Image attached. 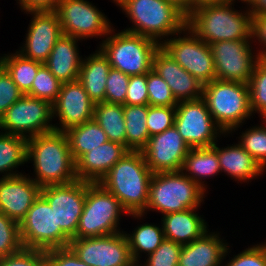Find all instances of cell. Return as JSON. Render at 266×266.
Segmentation results:
<instances>
[{
    "label": "cell",
    "mask_w": 266,
    "mask_h": 266,
    "mask_svg": "<svg viewBox=\"0 0 266 266\" xmlns=\"http://www.w3.org/2000/svg\"><path fill=\"white\" fill-rule=\"evenodd\" d=\"M32 163L29 177L40 187L68 184L77 180L65 132L53 130L27 139V165Z\"/></svg>",
    "instance_id": "cell-1"
},
{
    "label": "cell",
    "mask_w": 266,
    "mask_h": 266,
    "mask_svg": "<svg viewBox=\"0 0 266 266\" xmlns=\"http://www.w3.org/2000/svg\"><path fill=\"white\" fill-rule=\"evenodd\" d=\"M237 8V2L205 4L187 14L186 25L204 42L211 45L224 40H250L252 13L247 7Z\"/></svg>",
    "instance_id": "cell-2"
},
{
    "label": "cell",
    "mask_w": 266,
    "mask_h": 266,
    "mask_svg": "<svg viewBox=\"0 0 266 266\" xmlns=\"http://www.w3.org/2000/svg\"><path fill=\"white\" fill-rule=\"evenodd\" d=\"M114 4L132 22L123 30L160 45L186 26L187 15L168 0H114Z\"/></svg>",
    "instance_id": "cell-3"
},
{
    "label": "cell",
    "mask_w": 266,
    "mask_h": 266,
    "mask_svg": "<svg viewBox=\"0 0 266 266\" xmlns=\"http://www.w3.org/2000/svg\"><path fill=\"white\" fill-rule=\"evenodd\" d=\"M152 171L141 151H129L101 179L99 184L112 193L128 212L147 208Z\"/></svg>",
    "instance_id": "cell-4"
},
{
    "label": "cell",
    "mask_w": 266,
    "mask_h": 266,
    "mask_svg": "<svg viewBox=\"0 0 266 266\" xmlns=\"http://www.w3.org/2000/svg\"><path fill=\"white\" fill-rule=\"evenodd\" d=\"M206 194L207 192L182 171L154 173L149 186L146 210L128 216L142 223L141 220L146 219L150 211H156L155 213H161L163 216L172 212L201 208V205L205 204Z\"/></svg>",
    "instance_id": "cell-5"
},
{
    "label": "cell",
    "mask_w": 266,
    "mask_h": 266,
    "mask_svg": "<svg viewBox=\"0 0 266 266\" xmlns=\"http://www.w3.org/2000/svg\"><path fill=\"white\" fill-rule=\"evenodd\" d=\"M202 98L215 123L225 133L224 138L233 137L247 120L253 119L248 84L214 79L204 84Z\"/></svg>",
    "instance_id": "cell-6"
},
{
    "label": "cell",
    "mask_w": 266,
    "mask_h": 266,
    "mask_svg": "<svg viewBox=\"0 0 266 266\" xmlns=\"http://www.w3.org/2000/svg\"><path fill=\"white\" fill-rule=\"evenodd\" d=\"M97 47L108 58L111 68L135 76L147 74L152 69L153 57L160 44L151 38L112 27Z\"/></svg>",
    "instance_id": "cell-7"
},
{
    "label": "cell",
    "mask_w": 266,
    "mask_h": 266,
    "mask_svg": "<svg viewBox=\"0 0 266 266\" xmlns=\"http://www.w3.org/2000/svg\"><path fill=\"white\" fill-rule=\"evenodd\" d=\"M128 216L120 201L99 183L86 182L82 215L74 238L99 237L124 231L121 219Z\"/></svg>",
    "instance_id": "cell-8"
},
{
    "label": "cell",
    "mask_w": 266,
    "mask_h": 266,
    "mask_svg": "<svg viewBox=\"0 0 266 266\" xmlns=\"http://www.w3.org/2000/svg\"><path fill=\"white\" fill-rule=\"evenodd\" d=\"M54 11L64 35L86 42L89 38H99L100 44L115 26L102 9L89 0H60Z\"/></svg>",
    "instance_id": "cell-9"
},
{
    "label": "cell",
    "mask_w": 266,
    "mask_h": 266,
    "mask_svg": "<svg viewBox=\"0 0 266 266\" xmlns=\"http://www.w3.org/2000/svg\"><path fill=\"white\" fill-rule=\"evenodd\" d=\"M160 47L203 84L216 79L210 45L201 40L187 25L166 39Z\"/></svg>",
    "instance_id": "cell-10"
},
{
    "label": "cell",
    "mask_w": 266,
    "mask_h": 266,
    "mask_svg": "<svg viewBox=\"0 0 266 266\" xmlns=\"http://www.w3.org/2000/svg\"><path fill=\"white\" fill-rule=\"evenodd\" d=\"M23 248L48 251L68 247L71 239L56 228L54 210L40 195L19 222Z\"/></svg>",
    "instance_id": "cell-11"
},
{
    "label": "cell",
    "mask_w": 266,
    "mask_h": 266,
    "mask_svg": "<svg viewBox=\"0 0 266 266\" xmlns=\"http://www.w3.org/2000/svg\"><path fill=\"white\" fill-rule=\"evenodd\" d=\"M52 104L23 95L0 118V131L24 138L54 130Z\"/></svg>",
    "instance_id": "cell-12"
},
{
    "label": "cell",
    "mask_w": 266,
    "mask_h": 266,
    "mask_svg": "<svg viewBox=\"0 0 266 266\" xmlns=\"http://www.w3.org/2000/svg\"><path fill=\"white\" fill-rule=\"evenodd\" d=\"M174 126L190 148L212 147L225 134L203 98L178 102Z\"/></svg>",
    "instance_id": "cell-13"
},
{
    "label": "cell",
    "mask_w": 266,
    "mask_h": 266,
    "mask_svg": "<svg viewBox=\"0 0 266 266\" xmlns=\"http://www.w3.org/2000/svg\"><path fill=\"white\" fill-rule=\"evenodd\" d=\"M216 79L248 84L260 60L250 40H224L210 45Z\"/></svg>",
    "instance_id": "cell-14"
},
{
    "label": "cell",
    "mask_w": 266,
    "mask_h": 266,
    "mask_svg": "<svg viewBox=\"0 0 266 266\" xmlns=\"http://www.w3.org/2000/svg\"><path fill=\"white\" fill-rule=\"evenodd\" d=\"M68 247L89 266H130L134 261L124 231L90 238H72Z\"/></svg>",
    "instance_id": "cell-15"
},
{
    "label": "cell",
    "mask_w": 266,
    "mask_h": 266,
    "mask_svg": "<svg viewBox=\"0 0 266 266\" xmlns=\"http://www.w3.org/2000/svg\"><path fill=\"white\" fill-rule=\"evenodd\" d=\"M40 195L54 210L56 228L74 238L85 204L86 182L77 179L68 184L43 186Z\"/></svg>",
    "instance_id": "cell-16"
},
{
    "label": "cell",
    "mask_w": 266,
    "mask_h": 266,
    "mask_svg": "<svg viewBox=\"0 0 266 266\" xmlns=\"http://www.w3.org/2000/svg\"><path fill=\"white\" fill-rule=\"evenodd\" d=\"M31 16L25 41L16 51L28 59L45 63L56 41L63 34L57 13L54 10L26 11Z\"/></svg>",
    "instance_id": "cell-17"
},
{
    "label": "cell",
    "mask_w": 266,
    "mask_h": 266,
    "mask_svg": "<svg viewBox=\"0 0 266 266\" xmlns=\"http://www.w3.org/2000/svg\"><path fill=\"white\" fill-rule=\"evenodd\" d=\"M191 148L175 126L149 137L141 150L152 173L181 171L184 159Z\"/></svg>",
    "instance_id": "cell-18"
},
{
    "label": "cell",
    "mask_w": 266,
    "mask_h": 266,
    "mask_svg": "<svg viewBox=\"0 0 266 266\" xmlns=\"http://www.w3.org/2000/svg\"><path fill=\"white\" fill-rule=\"evenodd\" d=\"M94 105L78 79L62 83L59 95L52 104L53 120H58L54 123V130L64 132L92 120Z\"/></svg>",
    "instance_id": "cell-19"
},
{
    "label": "cell",
    "mask_w": 266,
    "mask_h": 266,
    "mask_svg": "<svg viewBox=\"0 0 266 266\" xmlns=\"http://www.w3.org/2000/svg\"><path fill=\"white\" fill-rule=\"evenodd\" d=\"M40 191L41 187L27 173L0 178V213L19 223Z\"/></svg>",
    "instance_id": "cell-20"
},
{
    "label": "cell",
    "mask_w": 266,
    "mask_h": 266,
    "mask_svg": "<svg viewBox=\"0 0 266 266\" xmlns=\"http://www.w3.org/2000/svg\"><path fill=\"white\" fill-rule=\"evenodd\" d=\"M152 69L169 85L177 102L202 98L204 84L182 68L161 47L154 54Z\"/></svg>",
    "instance_id": "cell-21"
},
{
    "label": "cell",
    "mask_w": 266,
    "mask_h": 266,
    "mask_svg": "<svg viewBox=\"0 0 266 266\" xmlns=\"http://www.w3.org/2000/svg\"><path fill=\"white\" fill-rule=\"evenodd\" d=\"M130 150L117 142L107 141L83 154L75 162L78 180L99 183L106 173Z\"/></svg>",
    "instance_id": "cell-22"
},
{
    "label": "cell",
    "mask_w": 266,
    "mask_h": 266,
    "mask_svg": "<svg viewBox=\"0 0 266 266\" xmlns=\"http://www.w3.org/2000/svg\"><path fill=\"white\" fill-rule=\"evenodd\" d=\"M217 141L212 148L217 152L221 173L237 184L247 185L266 174L254 158L238 142L221 147Z\"/></svg>",
    "instance_id": "cell-23"
},
{
    "label": "cell",
    "mask_w": 266,
    "mask_h": 266,
    "mask_svg": "<svg viewBox=\"0 0 266 266\" xmlns=\"http://www.w3.org/2000/svg\"><path fill=\"white\" fill-rule=\"evenodd\" d=\"M212 231L182 246L178 266H222L229 243L221 231Z\"/></svg>",
    "instance_id": "cell-24"
},
{
    "label": "cell",
    "mask_w": 266,
    "mask_h": 266,
    "mask_svg": "<svg viewBox=\"0 0 266 266\" xmlns=\"http://www.w3.org/2000/svg\"><path fill=\"white\" fill-rule=\"evenodd\" d=\"M79 43L82 44V40L62 34L44 63L61 83L75 81L79 78L83 59L78 47Z\"/></svg>",
    "instance_id": "cell-25"
},
{
    "label": "cell",
    "mask_w": 266,
    "mask_h": 266,
    "mask_svg": "<svg viewBox=\"0 0 266 266\" xmlns=\"http://www.w3.org/2000/svg\"><path fill=\"white\" fill-rule=\"evenodd\" d=\"M199 209H187L161 216L165 239L184 246L207 232L210 229L209 224L204 219L205 216L199 214Z\"/></svg>",
    "instance_id": "cell-26"
},
{
    "label": "cell",
    "mask_w": 266,
    "mask_h": 266,
    "mask_svg": "<svg viewBox=\"0 0 266 266\" xmlns=\"http://www.w3.org/2000/svg\"><path fill=\"white\" fill-rule=\"evenodd\" d=\"M96 48L91 54L83 57L78 78L95 104L104 102L106 80L111 69L108 58Z\"/></svg>",
    "instance_id": "cell-27"
},
{
    "label": "cell",
    "mask_w": 266,
    "mask_h": 266,
    "mask_svg": "<svg viewBox=\"0 0 266 266\" xmlns=\"http://www.w3.org/2000/svg\"><path fill=\"white\" fill-rule=\"evenodd\" d=\"M181 171L207 193L210 188L206 179L222 174L217 152L212 147L191 148Z\"/></svg>",
    "instance_id": "cell-28"
},
{
    "label": "cell",
    "mask_w": 266,
    "mask_h": 266,
    "mask_svg": "<svg viewBox=\"0 0 266 266\" xmlns=\"http://www.w3.org/2000/svg\"><path fill=\"white\" fill-rule=\"evenodd\" d=\"M27 138L0 131V178L24 174L27 166Z\"/></svg>",
    "instance_id": "cell-29"
},
{
    "label": "cell",
    "mask_w": 266,
    "mask_h": 266,
    "mask_svg": "<svg viewBox=\"0 0 266 266\" xmlns=\"http://www.w3.org/2000/svg\"><path fill=\"white\" fill-rule=\"evenodd\" d=\"M132 230H129V233L124 230V233L134 262H140L144 257L153 253L165 239L161 221L160 225L159 223L157 225V223L140 224L139 222Z\"/></svg>",
    "instance_id": "cell-30"
},
{
    "label": "cell",
    "mask_w": 266,
    "mask_h": 266,
    "mask_svg": "<svg viewBox=\"0 0 266 266\" xmlns=\"http://www.w3.org/2000/svg\"><path fill=\"white\" fill-rule=\"evenodd\" d=\"M64 132L67 136L71 155L75 162L83 154L100 147L108 141L106 133L94 119L71 127Z\"/></svg>",
    "instance_id": "cell-31"
},
{
    "label": "cell",
    "mask_w": 266,
    "mask_h": 266,
    "mask_svg": "<svg viewBox=\"0 0 266 266\" xmlns=\"http://www.w3.org/2000/svg\"><path fill=\"white\" fill-rule=\"evenodd\" d=\"M93 119L104 130L108 141L126 146L123 104L100 102L94 105Z\"/></svg>",
    "instance_id": "cell-32"
},
{
    "label": "cell",
    "mask_w": 266,
    "mask_h": 266,
    "mask_svg": "<svg viewBox=\"0 0 266 266\" xmlns=\"http://www.w3.org/2000/svg\"><path fill=\"white\" fill-rule=\"evenodd\" d=\"M0 54V64L11 75L19 90L26 95L31 90L34 77L43 63L28 59L16 50Z\"/></svg>",
    "instance_id": "cell-33"
},
{
    "label": "cell",
    "mask_w": 266,
    "mask_h": 266,
    "mask_svg": "<svg viewBox=\"0 0 266 266\" xmlns=\"http://www.w3.org/2000/svg\"><path fill=\"white\" fill-rule=\"evenodd\" d=\"M126 129V147L130 151H141L148 142L146 124L148 105H123Z\"/></svg>",
    "instance_id": "cell-34"
},
{
    "label": "cell",
    "mask_w": 266,
    "mask_h": 266,
    "mask_svg": "<svg viewBox=\"0 0 266 266\" xmlns=\"http://www.w3.org/2000/svg\"><path fill=\"white\" fill-rule=\"evenodd\" d=\"M249 128H245L239 132L236 142L245 149L260 167L266 172V119H261Z\"/></svg>",
    "instance_id": "cell-35"
},
{
    "label": "cell",
    "mask_w": 266,
    "mask_h": 266,
    "mask_svg": "<svg viewBox=\"0 0 266 266\" xmlns=\"http://www.w3.org/2000/svg\"><path fill=\"white\" fill-rule=\"evenodd\" d=\"M250 108L259 120L266 119V58H260L248 83Z\"/></svg>",
    "instance_id": "cell-36"
},
{
    "label": "cell",
    "mask_w": 266,
    "mask_h": 266,
    "mask_svg": "<svg viewBox=\"0 0 266 266\" xmlns=\"http://www.w3.org/2000/svg\"><path fill=\"white\" fill-rule=\"evenodd\" d=\"M61 86L62 83L43 64L34 77L31 90L26 95L53 104L59 95Z\"/></svg>",
    "instance_id": "cell-37"
},
{
    "label": "cell",
    "mask_w": 266,
    "mask_h": 266,
    "mask_svg": "<svg viewBox=\"0 0 266 266\" xmlns=\"http://www.w3.org/2000/svg\"><path fill=\"white\" fill-rule=\"evenodd\" d=\"M256 243L257 244L254 243L250 246L248 245V247L241 252H238L236 255L233 254L231 258L229 254L231 255V253L234 252H232L229 243L223 257V262H225L222 266H266V241Z\"/></svg>",
    "instance_id": "cell-38"
},
{
    "label": "cell",
    "mask_w": 266,
    "mask_h": 266,
    "mask_svg": "<svg viewBox=\"0 0 266 266\" xmlns=\"http://www.w3.org/2000/svg\"><path fill=\"white\" fill-rule=\"evenodd\" d=\"M22 248L19 223L0 213V258L14 254Z\"/></svg>",
    "instance_id": "cell-39"
},
{
    "label": "cell",
    "mask_w": 266,
    "mask_h": 266,
    "mask_svg": "<svg viewBox=\"0 0 266 266\" xmlns=\"http://www.w3.org/2000/svg\"><path fill=\"white\" fill-rule=\"evenodd\" d=\"M147 92L148 105L176 106L178 104L169 85L153 69L147 73Z\"/></svg>",
    "instance_id": "cell-40"
},
{
    "label": "cell",
    "mask_w": 266,
    "mask_h": 266,
    "mask_svg": "<svg viewBox=\"0 0 266 266\" xmlns=\"http://www.w3.org/2000/svg\"><path fill=\"white\" fill-rule=\"evenodd\" d=\"M181 249L182 245L164 239L153 253L144 257L140 262L142 266H178Z\"/></svg>",
    "instance_id": "cell-41"
},
{
    "label": "cell",
    "mask_w": 266,
    "mask_h": 266,
    "mask_svg": "<svg viewBox=\"0 0 266 266\" xmlns=\"http://www.w3.org/2000/svg\"><path fill=\"white\" fill-rule=\"evenodd\" d=\"M176 106L148 105L146 124L149 136L159 134L174 126Z\"/></svg>",
    "instance_id": "cell-42"
},
{
    "label": "cell",
    "mask_w": 266,
    "mask_h": 266,
    "mask_svg": "<svg viewBox=\"0 0 266 266\" xmlns=\"http://www.w3.org/2000/svg\"><path fill=\"white\" fill-rule=\"evenodd\" d=\"M129 80L130 76L119 70L111 68L106 80L104 102L124 104Z\"/></svg>",
    "instance_id": "cell-43"
},
{
    "label": "cell",
    "mask_w": 266,
    "mask_h": 266,
    "mask_svg": "<svg viewBox=\"0 0 266 266\" xmlns=\"http://www.w3.org/2000/svg\"><path fill=\"white\" fill-rule=\"evenodd\" d=\"M23 95L24 94L12 80L11 75L0 64V118L5 114L8 108Z\"/></svg>",
    "instance_id": "cell-44"
},
{
    "label": "cell",
    "mask_w": 266,
    "mask_h": 266,
    "mask_svg": "<svg viewBox=\"0 0 266 266\" xmlns=\"http://www.w3.org/2000/svg\"><path fill=\"white\" fill-rule=\"evenodd\" d=\"M0 266H45V251L22 248L14 254L0 258Z\"/></svg>",
    "instance_id": "cell-45"
},
{
    "label": "cell",
    "mask_w": 266,
    "mask_h": 266,
    "mask_svg": "<svg viewBox=\"0 0 266 266\" xmlns=\"http://www.w3.org/2000/svg\"><path fill=\"white\" fill-rule=\"evenodd\" d=\"M123 105H148L147 74L130 76Z\"/></svg>",
    "instance_id": "cell-46"
},
{
    "label": "cell",
    "mask_w": 266,
    "mask_h": 266,
    "mask_svg": "<svg viewBox=\"0 0 266 266\" xmlns=\"http://www.w3.org/2000/svg\"><path fill=\"white\" fill-rule=\"evenodd\" d=\"M45 266H89L81 261L69 248L45 251Z\"/></svg>",
    "instance_id": "cell-47"
},
{
    "label": "cell",
    "mask_w": 266,
    "mask_h": 266,
    "mask_svg": "<svg viewBox=\"0 0 266 266\" xmlns=\"http://www.w3.org/2000/svg\"><path fill=\"white\" fill-rule=\"evenodd\" d=\"M251 38L259 57L266 58V14H252Z\"/></svg>",
    "instance_id": "cell-48"
},
{
    "label": "cell",
    "mask_w": 266,
    "mask_h": 266,
    "mask_svg": "<svg viewBox=\"0 0 266 266\" xmlns=\"http://www.w3.org/2000/svg\"><path fill=\"white\" fill-rule=\"evenodd\" d=\"M21 12L55 10L60 0H15Z\"/></svg>",
    "instance_id": "cell-49"
},
{
    "label": "cell",
    "mask_w": 266,
    "mask_h": 266,
    "mask_svg": "<svg viewBox=\"0 0 266 266\" xmlns=\"http://www.w3.org/2000/svg\"><path fill=\"white\" fill-rule=\"evenodd\" d=\"M246 5L252 14H266V0H250Z\"/></svg>",
    "instance_id": "cell-50"
},
{
    "label": "cell",
    "mask_w": 266,
    "mask_h": 266,
    "mask_svg": "<svg viewBox=\"0 0 266 266\" xmlns=\"http://www.w3.org/2000/svg\"><path fill=\"white\" fill-rule=\"evenodd\" d=\"M224 1L227 0H190V11L205 4L221 3Z\"/></svg>",
    "instance_id": "cell-51"
},
{
    "label": "cell",
    "mask_w": 266,
    "mask_h": 266,
    "mask_svg": "<svg viewBox=\"0 0 266 266\" xmlns=\"http://www.w3.org/2000/svg\"><path fill=\"white\" fill-rule=\"evenodd\" d=\"M168 1L173 2L186 15L190 12V0H168Z\"/></svg>",
    "instance_id": "cell-52"
},
{
    "label": "cell",
    "mask_w": 266,
    "mask_h": 266,
    "mask_svg": "<svg viewBox=\"0 0 266 266\" xmlns=\"http://www.w3.org/2000/svg\"><path fill=\"white\" fill-rule=\"evenodd\" d=\"M234 1H236L238 3L241 2V4L243 5V4H247L250 0H234Z\"/></svg>",
    "instance_id": "cell-53"
},
{
    "label": "cell",
    "mask_w": 266,
    "mask_h": 266,
    "mask_svg": "<svg viewBox=\"0 0 266 266\" xmlns=\"http://www.w3.org/2000/svg\"><path fill=\"white\" fill-rule=\"evenodd\" d=\"M130 266H142L141 262H133Z\"/></svg>",
    "instance_id": "cell-54"
}]
</instances>
